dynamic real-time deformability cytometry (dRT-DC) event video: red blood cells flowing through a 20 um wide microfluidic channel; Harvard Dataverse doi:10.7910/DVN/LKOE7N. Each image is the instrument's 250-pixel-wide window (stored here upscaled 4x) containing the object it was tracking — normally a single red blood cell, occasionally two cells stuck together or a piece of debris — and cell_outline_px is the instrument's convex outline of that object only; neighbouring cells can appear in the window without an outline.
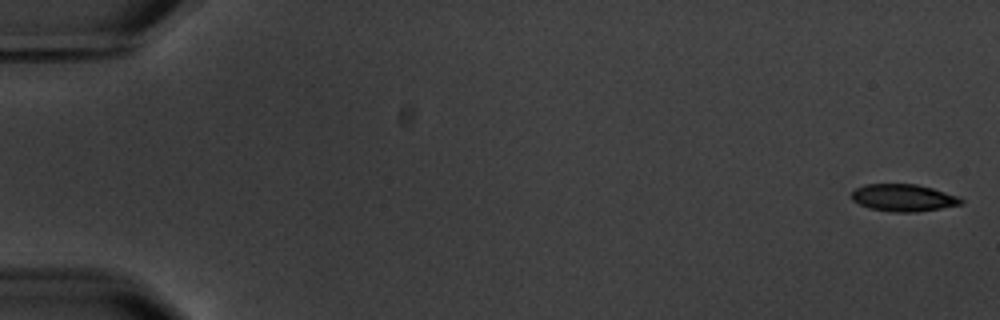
{"species": "common noctule bat (a hibernating species)", "species_latin": "Nyctalus noctula", "temperature_condition": "warm", "stored_images_in_passage": 4, "camera_frame_rate_fps": 3000, "um_per_image_px": 0.085, "animal": {"sex": "male", "body_mass_g": 20.1, "forearm_length_mm": 53.5}, "frame": {"image": 1, "passage_image": 1, "time_ms": 0.0, "image_size_px": [1000, 320], "cell_outline_px": [[964, 204], [916, 212], [892, 212], [868, 208], [852, 200], [852, 192], [856, 188], [864, 184], [916, 184], [932, 188], [960, 196], [964, 200]], "centroid_in_image_um": [76.81, 16.81], "position_along_channel_um": 8.2, "area_um2": 17.46}}